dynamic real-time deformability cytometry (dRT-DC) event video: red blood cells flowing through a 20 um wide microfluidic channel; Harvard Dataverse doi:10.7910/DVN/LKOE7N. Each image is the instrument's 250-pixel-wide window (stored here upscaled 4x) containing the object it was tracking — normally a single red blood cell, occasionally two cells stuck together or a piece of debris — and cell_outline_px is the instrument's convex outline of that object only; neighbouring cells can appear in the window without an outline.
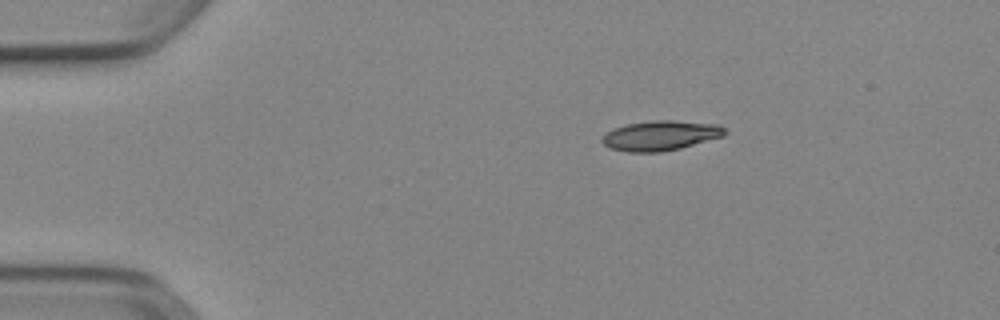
{"species": "Egyptian fruit bat (a non-hibernating species)", "species_latin": "Rousettus aegyptiacus", "temperature_condition": "cold", "stored_images_in_passage": 44, "camera_frame_rate_fps": 3000, "um_per_image_px": 0.085, "animal": {"sex": "female"}, "frame": {"image": 1, "passage_image": 1, "time_ms": 0.0, "image_size_px": [1000, 320], "cell_outline_px": [[728, 132], [724, 136], [680, 148], [660, 152], [628, 152], [612, 148], [604, 144], [600, 140], [612, 128], [628, 124], [652, 120], [672, 120], [720, 124]], "centroid_in_image_um": [56.18, 11.51], "position_along_channel_um": 28.8, "area_um2": 21.33}}
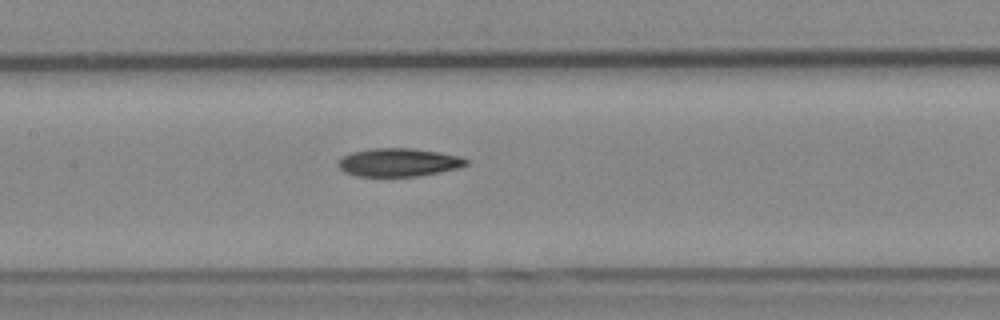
{"frame": {"image": 2, "passage_image": 17, "time_ms": 5.333, "image_size_px": [1000, 320], "cell_outline_px": [[468, 164], [460, 168], [420, 176], [356, 176], [344, 172], [336, 164], [344, 156], [352, 152], [372, 148], [412, 148], [440, 152], [460, 156], [468, 160]], "centroid_in_image_um": [33.91, 13.8], "position_along_channel_um": 173.5, "area_um2": 21.15}}
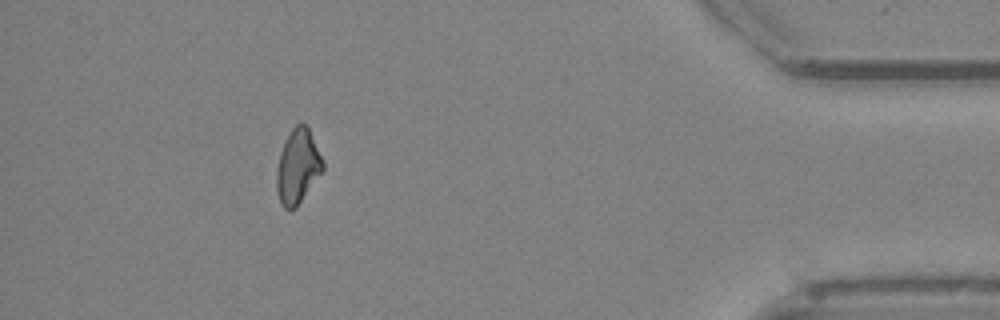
{"frame": {"image": 3, "passage_image": 39, "time_ms": 12.667, "image_size_px": [1000, 320], "cell_outline_px": [[324, 172], [296, 208], [284, 208], [280, 204], [276, 188], [276, 168], [280, 152], [292, 128], [296, 124], [304, 124], [308, 128], [324, 164]], "centroid_in_image_um": [25.3, 14.21], "position_along_channel_um": 409.9, "area_um2": 20.0}, "authors_computed_cell_mechanics": {"area_um2": 20.9236, "velocity_mm_per_s": 3.9091, "shape_relaxation_time_tau1_ms": 6.4049, "shape_relaxation_time_tau2_ms": null, "deformation_change_tau1": 0.1275, "deformation_change_tau2": null}}